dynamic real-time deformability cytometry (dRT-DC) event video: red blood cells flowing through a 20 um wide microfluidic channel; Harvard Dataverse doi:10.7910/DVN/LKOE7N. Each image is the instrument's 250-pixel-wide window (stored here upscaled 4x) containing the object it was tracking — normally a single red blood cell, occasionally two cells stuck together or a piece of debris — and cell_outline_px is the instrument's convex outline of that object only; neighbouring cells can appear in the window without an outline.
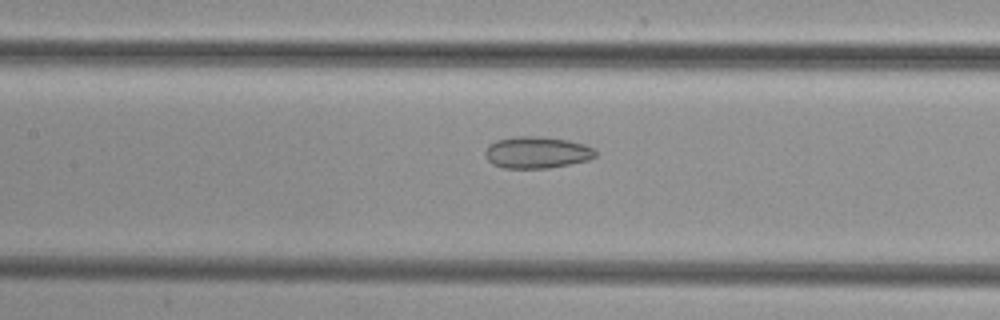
{"species": "common noctule bat (a hibernating species)", "species_latin": "Nyctalus noctula", "temperature_condition": "cold", "stored_images_in_passage": 16, "camera_frame_rate_fps": 3000, "um_per_image_px": 0.085, "animal": {"sex": "female", "body_mass_g": 29.2, "forearm_length_mm": 56.3}, "frame": {"image": 1, "passage_image": 14, "time_ms": 4.333, "image_size_px": [1000, 320], "cell_outline_px": [[596, 156], [588, 160], [548, 168], [504, 168], [492, 164], [488, 160], [484, 152], [488, 144], [496, 140], [516, 136], [540, 136], [568, 140], [584, 144], [592, 148], [596, 152]], "centroid_in_image_um": [45.6, 12.95], "position_along_channel_um": 161.8, "area_um2": 20.4}}